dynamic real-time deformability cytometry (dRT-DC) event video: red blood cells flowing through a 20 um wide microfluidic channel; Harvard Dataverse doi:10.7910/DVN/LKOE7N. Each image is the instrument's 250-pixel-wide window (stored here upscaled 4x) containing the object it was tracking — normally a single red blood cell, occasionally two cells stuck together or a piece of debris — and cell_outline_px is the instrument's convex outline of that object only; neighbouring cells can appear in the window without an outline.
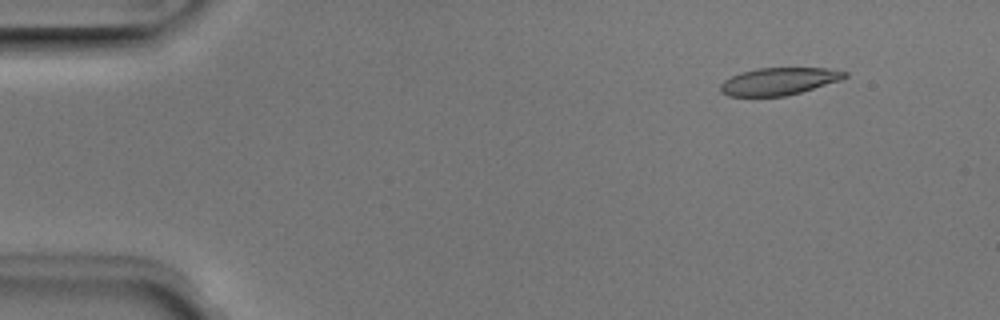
{"species": "Egyptian fruit bat (a non-hibernating species)", "species_latin": "Rousettus aegyptiacus", "temperature_condition": "room temperature", "stored_images_in_passage": 50, "camera_frame_rate_fps": 3000, "um_per_image_px": 0.085, "animal": {"sex": "male"}, "frame": {"image": 1, "passage_image": 5, "time_ms": 1.333, "image_size_px": [1000, 320], "cell_outline_px": [[848, 76], [840, 80], [800, 92], [784, 96], [728, 96], [720, 92], [720, 84], [724, 80], [740, 72], [756, 68], [824, 68], [848, 72]], "centroid_in_image_um": [66.17, 6.91], "position_along_channel_um": 18.8, "area_um2": 19.71}}
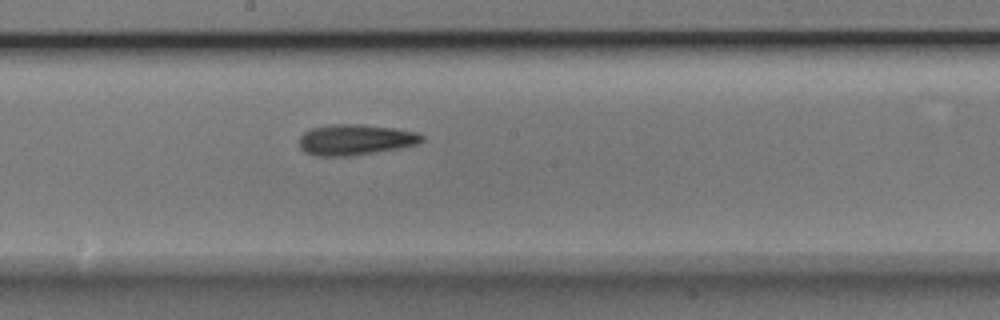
{"frame": {"image": 2, "passage_image": 27, "time_ms": 8.667, "image_size_px": [1000, 320], "cell_outline_px": [[424, 140], [420, 144], [376, 152], [352, 156], [316, 156], [304, 152], [300, 148], [300, 136], [304, 132], [312, 128], [332, 124], [360, 124], [396, 128], [416, 132], [424, 136]], "centroid_in_image_um": [30.22, 11.88], "position_along_channel_um": 218.0, "area_um2": 22.14}}
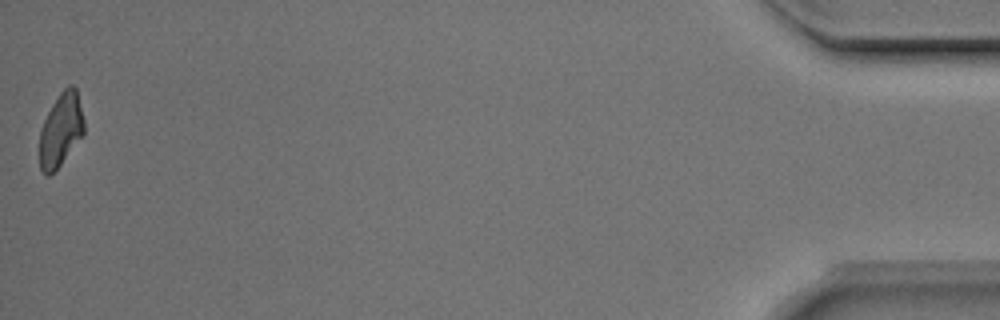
{"frame": {"image": 3, "passage_image": 50, "time_ms": 16.333, "image_size_px": [1000, 320], "cell_outline_px": [[84, 132], [60, 164], [48, 176], [40, 168], [40, 132], [44, 120], [52, 104], [60, 92], [68, 84], [72, 84], [76, 88], [84, 120]], "centroid_in_image_um": [5.17, 10.98], "position_along_channel_um": 430.0, "area_um2": 18.55}, "authors_computed_cell_mechanics": {"area_um2": 20.7791, "velocity_mm_per_s": 4.0026, "shape_relaxation_time_tau1_ms": 3.2199, "shape_relaxation_time_tau2_ms": 5.8762, "deformation_change_tau1": 0.1303, "deformation_change_tau2": 0.1516}}